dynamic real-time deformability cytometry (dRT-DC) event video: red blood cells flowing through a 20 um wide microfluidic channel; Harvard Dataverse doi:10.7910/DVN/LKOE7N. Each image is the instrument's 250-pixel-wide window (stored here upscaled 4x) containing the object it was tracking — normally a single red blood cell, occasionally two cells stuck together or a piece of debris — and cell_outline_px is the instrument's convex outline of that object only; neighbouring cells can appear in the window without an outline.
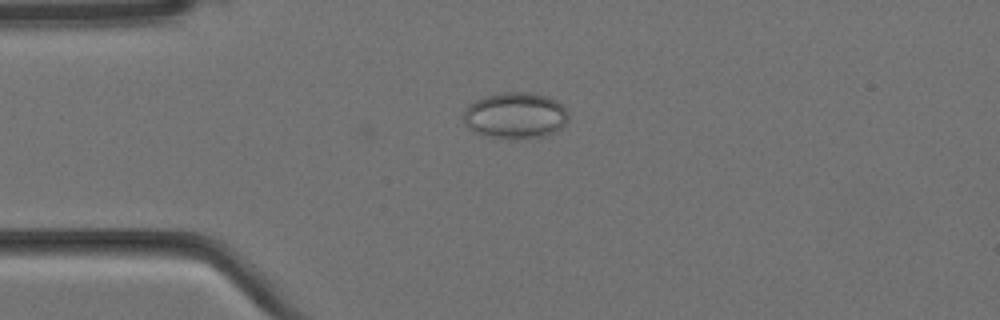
{"species": "Egyptian fruit bat (a non-hibernating species)", "species_latin": "Rousettus aegyptiacus", "temperature_condition": "cold", "stored_images_in_passage": 3, "camera_frame_rate_fps": 3000, "um_per_image_px": 0.085, "animal": {"sex": "female"}, "frame": {"image": 1, "passage_image": 1, "time_ms": 0.0, "image_size_px": [1000, 320], "cell_outline_px": [[568, 120], [560, 128], [544, 136], [524, 140], [496, 140], [472, 132], [464, 124], [464, 112], [468, 104], [476, 100], [488, 96], [504, 92], [536, 92], [548, 96], [556, 100], [564, 108], [568, 116]], "centroid_in_image_um": [43.77, 9.86], "position_along_channel_um": 41.2, "area_um2": 28.96}}